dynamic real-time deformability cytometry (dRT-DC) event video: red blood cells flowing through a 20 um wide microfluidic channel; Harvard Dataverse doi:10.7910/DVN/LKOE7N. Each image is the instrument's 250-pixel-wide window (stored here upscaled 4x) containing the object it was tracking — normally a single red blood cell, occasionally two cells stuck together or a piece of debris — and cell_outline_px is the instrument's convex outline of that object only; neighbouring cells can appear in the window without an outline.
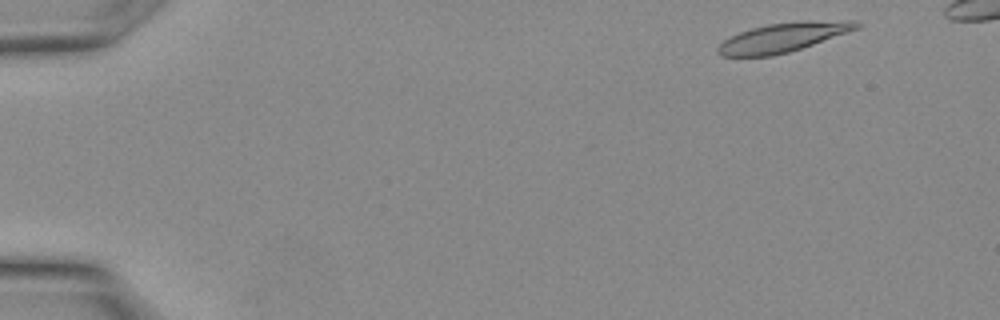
{"species": "Egyptian fruit bat (a non-hibernating species)", "species_latin": "Rousettus aegyptiacus", "temperature_condition": "warm", "stored_images_in_passage": 20, "camera_frame_rate_fps": 3000, "um_per_image_px": 0.085, "animal": {"sex": "female"}, "frame": {"image": 1, "passage_image": 2, "time_ms": 0.333, "image_size_px": [1000, 320], "cell_outline_px": [[860, 24], [856, 28], [848, 32], [788, 52], [772, 56], [720, 56], [716, 52], [716, 48], [724, 40], [740, 32], [752, 28], [768, 24], [804, 20], [852, 20]], "centroid_in_image_um": [66.52, 3.17], "position_along_channel_um": 18.5, "area_um2": 23.29}}
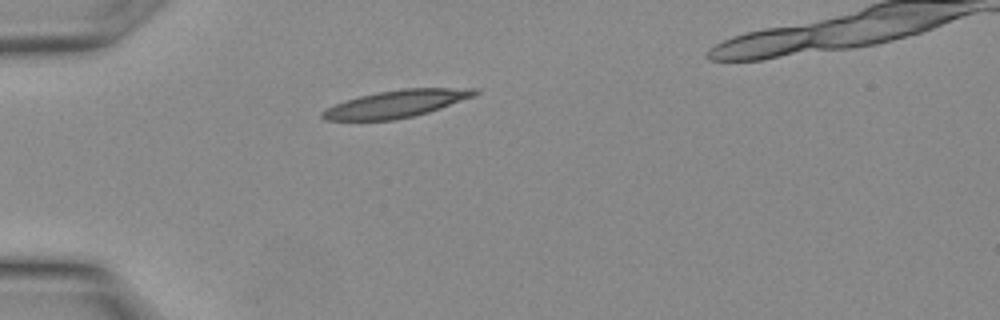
{"frame": {"image": 2, "passage_image": 8, "time_ms": 2.333, "image_size_px": [1000, 320], "cell_outline_px": [[480, 92], [472, 96], [440, 108], [428, 112], [412, 116], [392, 120], [324, 120], [320, 116], [320, 112], [336, 104], [360, 96], [380, 92], [404, 88], [476, 88]], "centroid_in_image_um": [33.67, 8.82], "position_along_channel_um": 51.3, "area_um2": 23.76}}
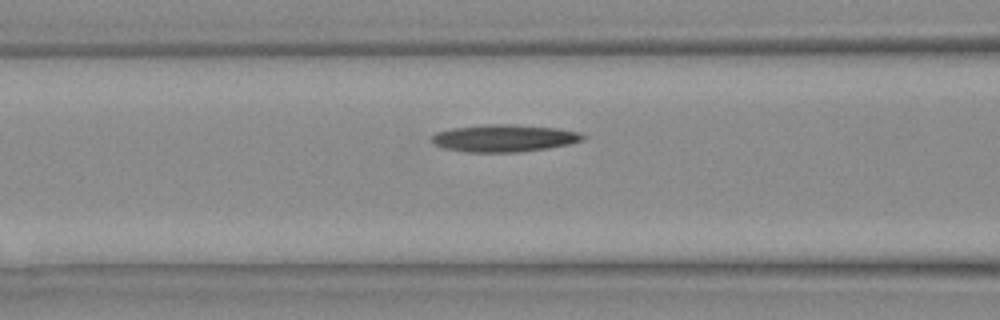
{"frame": {"image": 3, "passage_image": 12, "time_ms": 3.667, "image_size_px": [1000, 320], "cell_outline_px": [[588, 136], [584, 140], [568, 144], [548, 148], [520, 152], [464, 152], [444, 148], [436, 144], [432, 140], [432, 136], [436, 132], [456, 128], [492, 124], [508, 124], [556, 128], [580, 132]], "centroid_in_image_um": [42.91, 11.75], "position_along_channel_um": 123.7, "area_um2": 23.81}}